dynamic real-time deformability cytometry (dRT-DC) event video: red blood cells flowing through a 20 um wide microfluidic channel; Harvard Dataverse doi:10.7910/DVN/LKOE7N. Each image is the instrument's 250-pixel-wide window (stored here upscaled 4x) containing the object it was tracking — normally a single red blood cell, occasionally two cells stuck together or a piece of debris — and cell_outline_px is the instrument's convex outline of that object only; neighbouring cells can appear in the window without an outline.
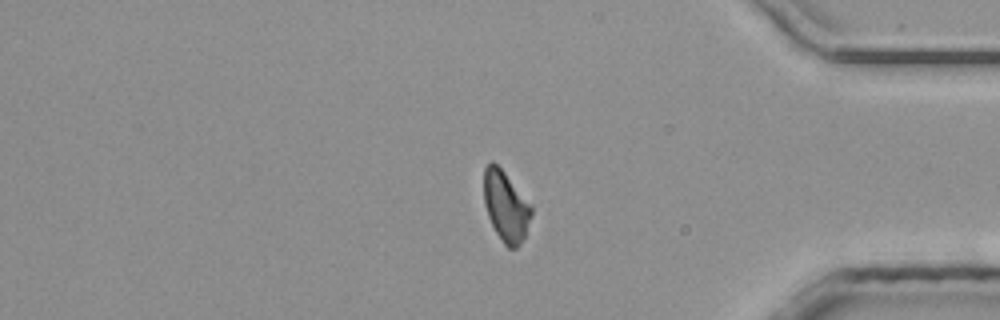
{"species": "common noctule bat (a hibernating species)", "species_latin": "Nyctalus noctula", "temperature_condition": "room temperature", "stored_images_in_passage": 45, "camera_frame_rate_fps": 3000, "um_per_image_px": 0.085, "animal": {"sex": "male", "body_mass_g": 20.4}, "frame": {"image": 1, "passage_image": 37, "time_ms": 12.0, "image_size_px": [1000, 320], "cell_outline_px": [[532, 216], [524, 236], [520, 244], [516, 248], [508, 248], [504, 244], [496, 232], [488, 216], [484, 204], [484, 168], [492, 160], [504, 172], [532, 208]], "centroid_in_image_um": [42.97, 17.55], "position_along_channel_um": 392.2, "area_um2": 19.02}}
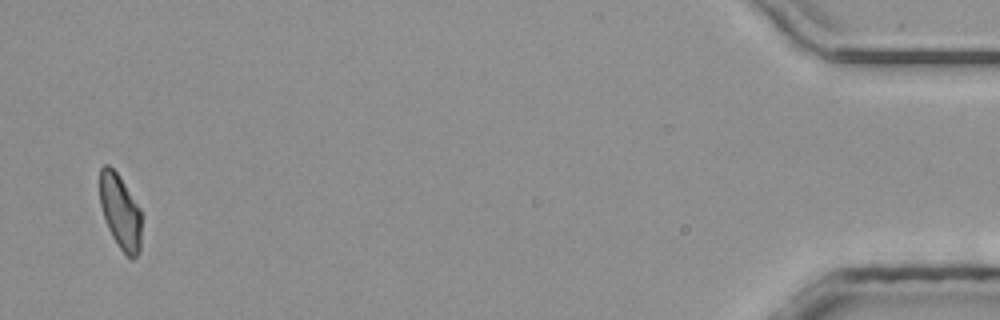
{"frame": {"image": 2, "passage_image": 44, "time_ms": 14.333, "image_size_px": [1000, 320], "cell_outline_px": [[140, 252], [132, 260], [120, 248], [112, 236], [104, 220], [100, 204], [100, 168], [104, 164], [108, 164], [120, 176], [140, 208]], "centroid_in_image_um": [10.21, 17.98], "position_along_channel_um": 425.0, "area_um2": 18.09}}